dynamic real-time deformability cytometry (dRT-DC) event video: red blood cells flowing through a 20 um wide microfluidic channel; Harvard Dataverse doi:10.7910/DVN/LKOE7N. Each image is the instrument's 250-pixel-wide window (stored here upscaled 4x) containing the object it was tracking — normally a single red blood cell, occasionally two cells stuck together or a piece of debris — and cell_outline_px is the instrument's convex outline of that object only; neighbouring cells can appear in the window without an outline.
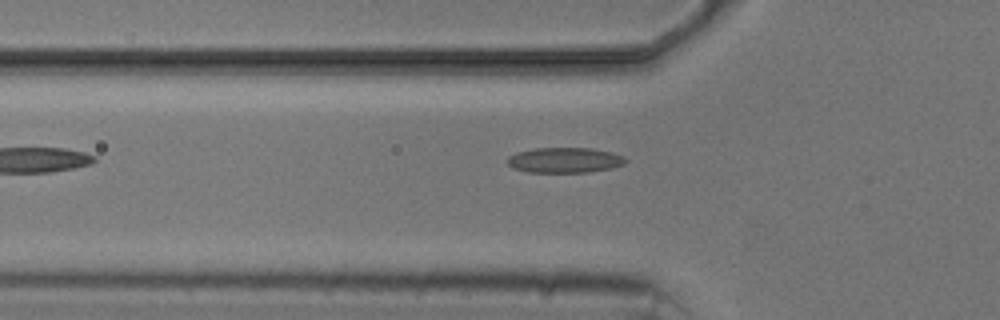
{"species": "common noctule bat (a hibernating species)", "species_latin": "Nyctalus noctula", "temperature_condition": "cold", "stored_images_in_passage": 4, "camera_frame_rate_fps": 3000, "um_per_image_px": 0.085, "animal": {"sex": "male", "body_mass_g": 20.5, "forearm_length_mm": 52.5}, "frame": {"image": 1, "passage_image": 4, "time_ms": 3.333, "image_size_px": [1000, 320], "cell_outline_px": [[628, 160], [624, 164], [612, 168], [588, 172], [528, 172], [512, 168], [508, 164], [508, 156], [516, 152], [536, 148], [592, 148], [612, 152], [624, 156]], "centroid_in_image_um": [48.01, 13.61], "position_along_channel_um": 77.8, "area_um2": 17.51}}